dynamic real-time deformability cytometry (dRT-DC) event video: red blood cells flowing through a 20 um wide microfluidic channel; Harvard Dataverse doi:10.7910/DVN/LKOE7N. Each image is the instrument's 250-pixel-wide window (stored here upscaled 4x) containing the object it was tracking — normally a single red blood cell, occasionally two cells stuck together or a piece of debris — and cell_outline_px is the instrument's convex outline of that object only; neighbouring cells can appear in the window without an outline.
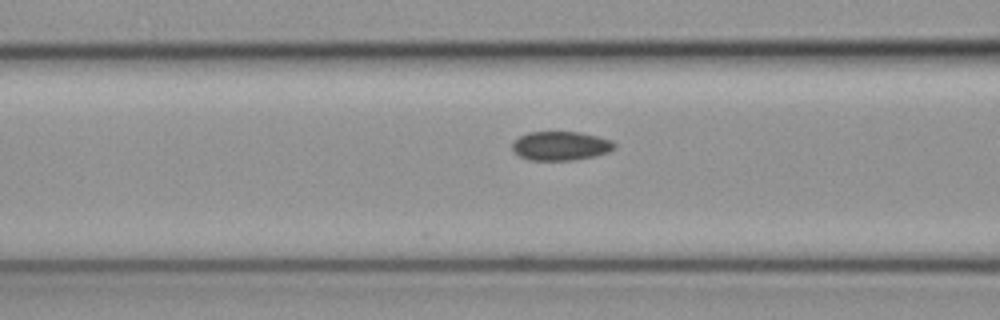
{"species": "common noctule bat (a hibernating species)", "species_latin": "Nyctalus noctula", "temperature_condition": "cold", "stored_images_in_passage": 9, "camera_frame_rate_fps": 3000, "um_per_image_px": 0.085, "animal": {"sex": "female", "body_mass_g": 19.3, "forearm_length_mm": 54.1}, "frame": {"image": 1, "passage_image": 7, "time_ms": 2.0, "image_size_px": [1000, 320], "cell_outline_px": [[616, 148], [608, 152], [596, 156], [572, 160], [532, 160], [520, 156], [512, 148], [512, 144], [520, 136], [528, 132], [580, 132], [612, 140], [616, 144]], "centroid_in_image_um": [47.7, 12.4], "position_along_channel_um": 118.9, "area_um2": 17.17}}